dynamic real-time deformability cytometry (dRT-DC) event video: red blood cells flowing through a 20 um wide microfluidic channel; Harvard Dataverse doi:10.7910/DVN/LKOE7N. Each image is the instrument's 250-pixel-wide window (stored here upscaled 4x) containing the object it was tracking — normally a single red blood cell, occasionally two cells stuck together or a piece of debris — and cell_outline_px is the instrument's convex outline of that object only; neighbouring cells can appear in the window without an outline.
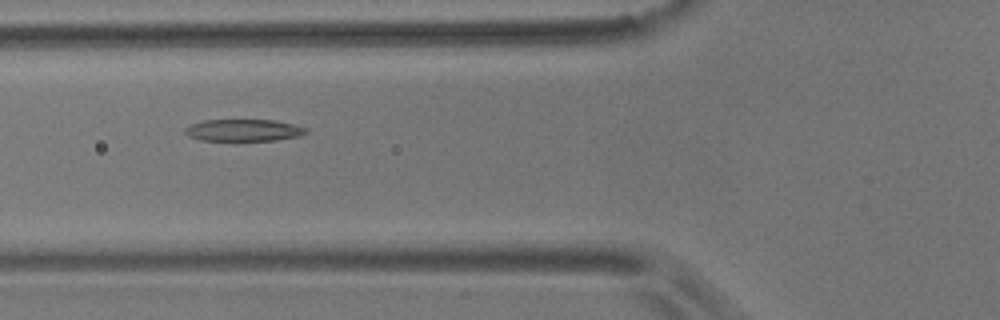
{"species": "common noctule bat (a hibernating species)", "species_latin": "Nyctalus noctula", "temperature_condition": "room temperature", "stored_images_in_passage": 12, "camera_frame_rate_fps": 3000, "um_per_image_px": 0.085, "animal": {"sex": "male", "body_mass_g": 17.9}, "frame": {"image": 1, "passage_image": 3, "time_ms": 0.667, "image_size_px": [1000, 320], "cell_outline_px": [[308, 132], [300, 136], [276, 140], [236, 144], [200, 140], [188, 136], [184, 132], [184, 128], [192, 124], [204, 120], [272, 120], [292, 124], [304, 128]], "centroid_in_image_um": [20.63, 11.13], "position_along_channel_um": 105.2, "area_um2": 16.36}}
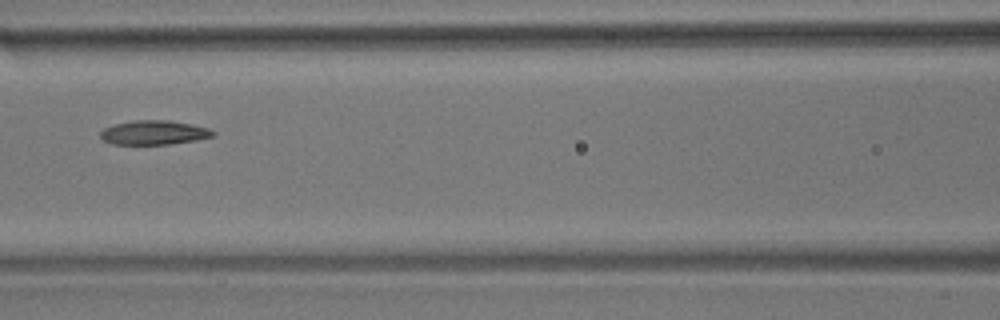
{"frame": {"image": 2, "passage_image": 4, "time_ms": 1.0, "image_size_px": [1000, 320], "cell_outline_px": [[216, 136], [196, 140], [168, 144], [112, 144], [104, 140], [100, 136], [100, 132], [104, 128], [116, 124], [136, 120], [168, 120], [192, 124], [208, 128], [216, 132]], "centroid_in_image_um": [13.12, 11.27], "position_along_channel_um": 153.5, "area_um2": 15.84}}
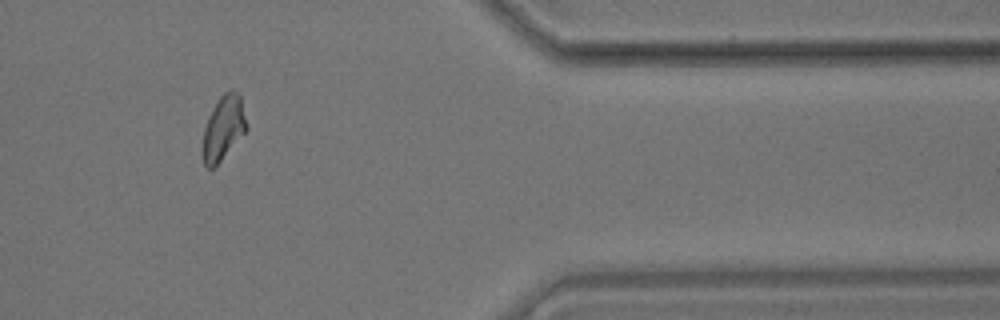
{"frame": {"image": 3, "passage_image": 10, "time_ms": 3.0, "image_size_px": [1000, 320], "cell_outline_px": [[248, 128], [220, 160], [212, 168], [204, 168], [200, 152], [204, 128], [208, 116], [212, 108], [220, 96], [228, 88], [232, 88], [240, 96]], "centroid_in_image_um": [18.93, 10.87], "position_along_channel_um": 392.5, "area_um2": 16.59}}